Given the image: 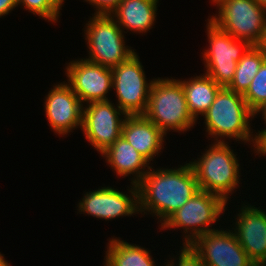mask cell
Returning <instances> with one entry per match:
<instances>
[{"instance_id":"obj_1","label":"cell","mask_w":266,"mask_h":266,"mask_svg":"<svg viewBox=\"0 0 266 266\" xmlns=\"http://www.w3.org/2000/svg\"><path fill=\"white\" fill-rule=\"evenodd\" d=\"M137 189L139 212L156 215L161 225L200 190L190 163L177 169L150 167Z\"/></svg>"},{"instance_id":"obj_2","label":"cell","mask_w":266,"mask_h":266,"mask_svg":"<svg viewBox=\"0 0 266 266\" xmlns=\"http://www.w3.org/2000/svg\"><path fill=\"white\" fill-rule=\"evenodd\" d=\"M203 116L206 132L216 140L214 142L224 143L225 137L233 140L235 138L236 141L244 143L252 142L255 147L256 136L253 137L250 127V120L252 121L255 115L249 109L242 94L228 87H221L214 102Z\"/></svg>"},{"instance_id":"obj_3","label":"cell","mask_w":266,"mask_h":266,"mask_svg":"<svg viewBox=\"0 0 266 266\" xmlns=\"http://www.w3.org/2000/svg\"><path fill=\"white\" fill-rule=\"evenodd\" d=\"M227 142H213L198 160L189 162L201 190L228 202L229 194L239 187L240 163Z\"/></svg>"},{"instance_id":"obj_4","label":"cell","mask_w":266,"mask_h":266,"mask_svg":"<svg viewBox=\"0 0 266 266\" xmlns=\"http://www.w3.org/2000/svg\"><path fill=\"white\" fill-rule=\"evenodd\" d=\"M143 115L165 135L170 130L184 133L196 124L188 111L182 83L168 77L155 78Z\"/></svg>"},{"instance_id":"obj_5","label":"cell","mask_w":266,"mask_h":266,"mask_svg":"<svg viewBox=\"0 0 266 266\" xmlns=\"http://www.w3.org/2000/svg\"><path fill=\"white\" fill-rule=\"evenodd\" d=\"M218 14L210 17L216 26L238 40L262 46L266 36V9L255 0H216Z\"/></svg>"},{"instance_id":"obj_6","label":"cell","mask_w":266,"mask_h":266,"mask_svg":"<svg viewBox=\"0 0 266 266\" xmlns=\"http://www.w3.org/2000/svg\"><path fill=\"white\" fill-rule=\"evenodd\" d=\"M226 205L220 196L200 189L161 225V229L182 228L185 233L182 245L191 244L198 236L218 230L209 227L225 212Z\"/></svg>"},{"instance_id":"obj_7","label":"cell","mask_w":266,"mask_h":266,"mask_svg":"<svg viewBox=\"0 0 266 266\" xmlns=\"http://www.w3.org/2000/svg\"><path fill=\"white\" fill-rule=\"evenodd\" d=\"M89 20L84 30L90 55L86 60L113 68L135 53L125 46L123 31L109 14L94 13Z\"/></svg>"},{"instance_id":"obj_8","label":"cell","mask_w":266,"mask_h":266,"mask_svg":"<svg viewBox=\"0 0 266 266\" xmlns=\"http://www.w3.org/2000/svg\"><path fill=\"white\" fill-rule=\"evenodd\" d=\"M209 47L203 54L206 75L221 87H228L233 81L237 62L252 47L249 42L238 40L224 32L207 19Z\"/></svg>"},{"instance_id":"obj_9","label":"cell","mask_w":266,"mask_h":266,"mask_svg":"<svg viewBox=\"0 0 266 266\" xmlns=\"http://www.w3.org/2000/svg\"><path fill=\"white\" fill-rule=\"evenodd\" d=\"M112 88L118 98L117 106L126 115H143L154 80L146 81L143 65L135 52L126 61L111 68Z\"/></svg>"},{"instance_id":"obj_10","label":"cell","mask_w":266,"mask_h":266,"mask_svg":"<svg viewBox=\"0 0 266 266\" xmlns=\"http://www.w3.org/2000/svg\"><path fill=\"white\" fill-rule=\"evenodd\" d=\"M122 115L127 116L110 100L92 102L83 107L81 130L98 152L103 153L121 136Z\"/></svg>"},{"instance_id":"obj_11","label":"cell","mask_w":266,"mask_h":266,"mask_svg":"<svg viewBox=\"0 0 266 266\" xmlns=\"http://www.w3.org/2000/svg\"><path fill=\"white\" fill-rule=\"evenodd\" d=\"M65 69L66 83L81 102L89 104L109 100L106 94L112 89L111 68L82 58L71 61Z\"/></svg>"},{"instance_id":"obj_12","label":"cell","mask_w":266,"mask_h":266,"mask_svg":"<svg viewBox=\"0 0 266 266\" xmlns=\"http://www.w3.org/2000/svg\"><path fill=\"white\" fill-rule=\"evenodd\" d=\"M190 245L206 266H256L229 229L200 235Z\"/></svg>"},{"instance_id":"obj_13","label":"cell","mask_w":266,"mask_h":266,"mask_svg":"<svg viewBox=\"0 0 266 266\" xmlns=\"http://www.w3.org/2000/svg\"><path fill=\"white\" fill-rule=\"evenodd\" d=\"M130 195L112 187H102L85 193L77 209L96 218L110 220L139 213L137 184H132Z\"/></svg>"},{"instance_id":"obj_14","label":"cell","mask_w":266,"mask_h":266,"mask_svg":"<svg viewBox=\"0 0 266 266\" xmlns=\"http://www.w3.org/2000/svg\"><path fill=\"white\" fill-rule=\"evenodd\" d=\"M45 98V114L56 134L66 135L82 127L83 103L67 83L54 85Z\"/></svg>"},{"instance_id":"obj_15","label":"cell","mask_w":266,"mask_h":266,"mask_svg":"<svg viewBox=\"0 0 266 266\" xmlns=\"http://www.w3.org/2000/svg\"><path fill=\"white\" fill-rule=\"evenodd\" d=\"M243 205L233 232L249 259L260 266L266 260V212L254 205Z\"/></svg>"},{"instance_id":"obj_16","label":"cell","mask_w":266,"mask_h":266,"mask_svg":"<svg viewBox=\"0 0 266 266\" xmlns=\"http://www.w3.org/2000/svg\"><path fill=\"white\" fill-rule=\"evenodd\" d=\"M121 136L150 163L164 148L166 135L144 115H127Z\"/></svg>"},{"instance_id":"obj_17","label":"cell","mask_w":266,"mask_h":266,"mask_svg":"<svg viewBox=\"0 0 266 266\" xmlns=\"http://www.w3.org/2000/svg\"><path fill=\"white\" fill-rule=\"evenodd\" d=\"M101 154L118 176L134 175L131 184H138L150 169V163L123 136Z\"/></svg>"},{"instance_id":"obj_18","label":"cell","mask_w":266,"mask_h":266,"mask_svg":"<svg viewBox=\"0 0 266 266\" xmlns=\"http://www.w3.org/2000/svg\"><path fill=\"white\" fill-rule=\"evenodd\" d=\"M159 0H121L110 12L122 31L146 33L154 26Z\"/></svg>"},{"instance_id":"obj_19","label":"cell","mask_w":266,"mask_h":266,"mask_svg":"<svg viewBox=\"0 0 266 266\" xmlns=\"http://www.w3.org/2000/svg\"><path fill=\"white\" fill-rule=\"evenodd\" d=\"M189 79L183 81L179 79V81L183 86L188 111L197 121L198 115L203 116L214 102L221 86L206 74Z\"/></svg>"},{"instance_id":"obj_20","label":"cell","mask_w":266,"mask_h":266,"mask_svg":"<svg viewBox=\"0 0 266 266\" xmlns=\"http://www.w3.org/2000/svg\"><path fill=\"white\" fill-rule=\"evenodd\" d=\"M107 247L104 266H157L150 250L139 245L113 238Z\"/></svg>"},{"instance_id":"obj_21","label":"cell","mask_w":266,"mask_h":266,"mask_svg":"<svg viewBox=\"0 0 266 266\" xmlns=\"http://www.w3.org/2000/svg\"><path fill=\"white\" fill-rule=\"evenodd\" d=\"M266 60V52L262 46H252L237 62L235 76L228 88L236 93L244 94Z\"/></svg>"},{"instance_id":"obj_22","label":"cell","mask_w":266,"mask_h":266,"mask_svg":"<svg viewBox=\"0 0 266 266\" xmlns=\"http://www.w3.org/2000/svg\"><path fill=\"white\" fill-rule=\"evenodd\" d=\"M242 96L254 114L266 103V60L262 63L249 88Z\"/></svg>"},{"instance_id":"obj_23","label":"cell","mask_w":266,"mask_h":266,"mask_svg":"<svg viewBox=\"0 0 266 266\" xmlns=\"http://www.w3.org/2000/svg\"><path fill=\"white\" fill-rule=\"evenodd\" d=\"M64 0H17V6L23 5L24 9L29 10L35 15L42 17L48 22L58 21L60 9Z\"/></svg>"},{"instance_id":"obj_24","label":"cell","mask_w":266,"mask_h":266,"mask_svg":"<svg viewBox=\"0 0 266 266\" xmlns=\"http://www.w3.org/2000/svg\"><path fill=\"white\" fill-rule=\"evenodd\" d=\"M180 250L176 263L177 266H206L200 255L192 248L190 244H187ZM175 260H168L165 266H175Z\"/></svg>"},{"instance_id":"obj_25","label":"cell","mask_w":266,"mask_h":266,"mask_svg":"<svg viewBox=\"0 0 266 266\" xmlns=\"http://www.w3.org/2000/svg\"><path fill=\"white\" fill-rule=\"evenodd\" d=\"M96 8L95 14H110L121 0H85Z\"/></svg>"},{"instance_id":"obj_26","label":"cell","mask_w":266,"mask_h":266,"mask_svg":"<svg viewBox=\"0 0 266 266\" xmlns=\"http://www.w3.org/2000/svg\"><path fill=\"white\" fill-rule=\"evenodd\" d=\"M256 136L255 153L266 156V129L258 131Z\"/></svg>"},{"instance_id":"obj_27","label":"cell","mask_w":266,"mask_h":266,"mask_svg":"<svg viewBox=\"0 0 266 266\" xmlns=\"http://www.w3.org/2000/svg\"><path fill=\"white\" fill-rule=\"evenodd\" d=\"M17 7V0H0V17L9 14Z\"/></svg>"},{"instance_id":"obj_28","label":"cell","mask_w":266,"mask_h":266,"mask_svg":"<svg viewBox=\"0 0 266 266\" xmlns=\"http://www.w3.org/2000/svg\"><path fill=\"white\" fill-rule=\"evenodd\" d=\"M260 112L263 113L262 116H264L263 119H264V121H265V123H266V103H265L262 107H260V108L256 111V113H255L254 115H258V114H260ZM257 113H258V114H257ZM265 129H266V128H265Z\"/></svg>"},{"instance_id":"obj_29","label":"cell","mask_w":266,"mask_h":266,"mask_svg":"<svg viewBox=\"0 0 266 266\" xmlns=\"http://www.w3.org/2000/svg\"><path fill=\"white\" fill-rule=\"evenodd\" d=\"M0 266H10V264L5 261V257L0 253Z\"/></svg>"},{"instance_id":"obj_30","label":"cell","mask_w":266,"mask_h":266,"mask_svg":"<svg viewBox=\"0 0 266 266\" xmlns=\"http://www.w3.org/2000/svg\"><path fill=\"white\" fill-rule=\"evenodd\" d=\"M260 6L266 9V0H255Z\"/></svg>"},{"instance_id":"obj_31","label":"cell","mask_w":266,"mask_h":266,"mask_svg":"<svg viewBox=\"0 0 266 266\" xmlns=\"http://www.w3.org/2000/svg\"><path fill=\"white\" fill-rule=\"evenodd\" d=\"M260 266H266V260Z\"/></svg>"}]
</instances>
